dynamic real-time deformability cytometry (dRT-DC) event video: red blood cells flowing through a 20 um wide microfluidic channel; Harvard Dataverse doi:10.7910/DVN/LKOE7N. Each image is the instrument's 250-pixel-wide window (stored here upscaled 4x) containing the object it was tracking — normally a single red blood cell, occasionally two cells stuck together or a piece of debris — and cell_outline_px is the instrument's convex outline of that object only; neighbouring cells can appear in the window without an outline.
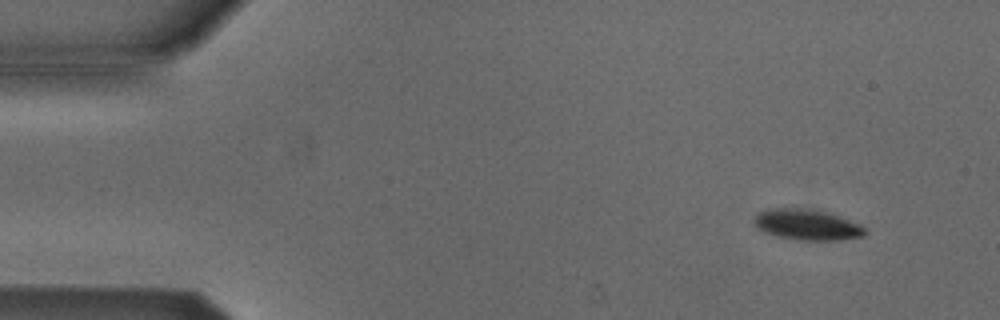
{"species": "Egyptian fruit bat (a non-hibernating species)", "species_latin": "Rousettus aegyptiacus", "temperature_condition": "cold", "stored_images_in_passage": 6, "segment_of_instrument_passage": [1, 2], "camera_frame_rate_fps": 3000, "um_per_image_px": 0.085, "animal": {"sex": "male"}, "frame": {"image": 1, "passage_image": 2, "time_ms": 1.0, "image_size_px": [1000, 320], "cell_outline_px": [[868, 232], [864, 236], [840, 240], [800, 240], [780, 236], [764, 232], [756, 228], [752, 220], [760, 212], [768, 208], [808, 208], [828, 212], [860, 224]], "centroid_in_image_um": [68.6, 19.09], "position_along_channel_um": 16.4, "area_um2": 19.94}}